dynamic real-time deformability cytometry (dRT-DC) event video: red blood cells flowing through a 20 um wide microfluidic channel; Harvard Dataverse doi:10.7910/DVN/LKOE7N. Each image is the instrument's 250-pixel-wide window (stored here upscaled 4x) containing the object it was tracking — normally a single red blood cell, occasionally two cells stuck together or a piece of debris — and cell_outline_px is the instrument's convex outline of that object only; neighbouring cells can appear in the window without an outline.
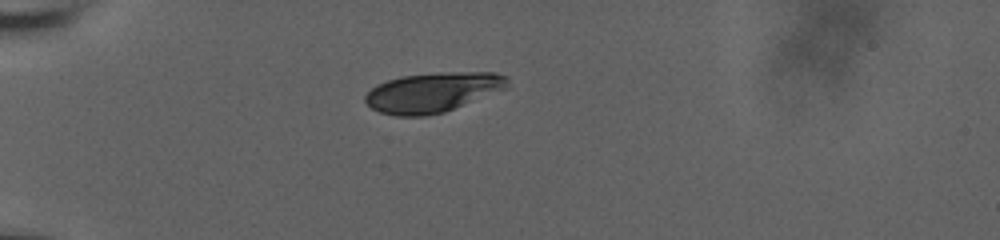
{"species": "human", "species_latin": "Homo sapiens", "temperature_condition": "room temperature", "stored_images_in_passage": 41, "camera_frame_rate_fps": 3000, "um_per_image_px": 0.085, "donor": {"sex": "male"}, "frame": {"image": 1, "passage_image": 1, "time_ms": 0.0, "image_size_px": [1000, 240], "cell_outline_px": [[508, 88], [444, 112], [424, 116], [396, 116], [380, 112], [372, 108], [364, 100], [364, 96], [376, 84], [400, 76], [440, 72], [496, 72], [508, 76]], "centroid_in_image_um": [36.8, 7.83], "position_along_channel_um": 48.2, "area_um2": 33.12}}
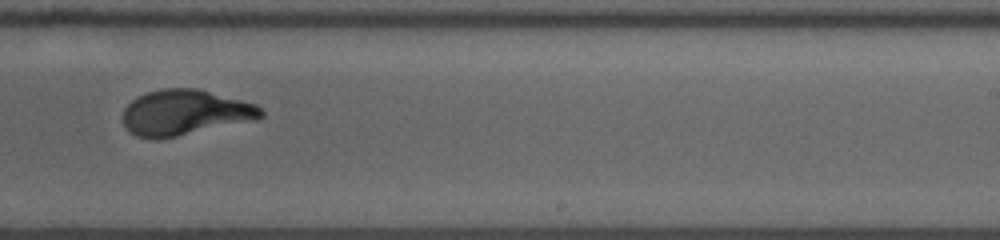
{"frame": {"image": 2, "passage_image": 22, "time_ms": 7.0, "image_size_px": [1000, 240], "cell_outline_px": [[264, 116], [256, 120], [160, 140], [156, 140], [136, 136], [128, 132], [124, 124], [124, 108], [136, 96], [160, 88], [196, 88], [256, 104], [264, 112]], "centroid_in_image_um": [15.7, 9.58], "position_along_channel_um": 273.3, "area_um2": 36.88}}
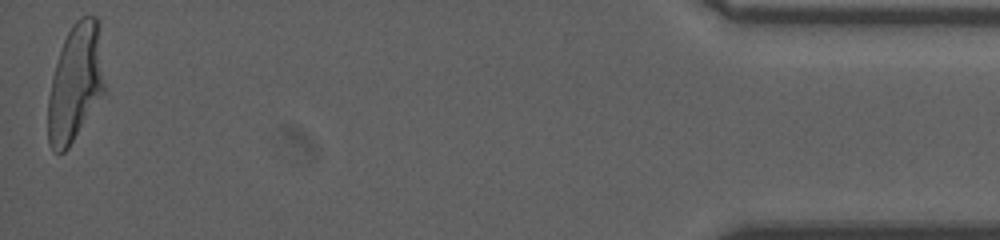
{"frame": {"image": 3, "passage_image": 41, "time_ms": 13.333, "image_size_px": [1000, 240], "cell_outline_px": [[104, 92], [68, 148], [64, 152], [52, 152], [48, 140], [48, 96], [52, 76], [64, 40], [72, 24], [80, 16], [96, 16], [100, 20], [104, 84]], "centroid_in_image_um": [6.41, 7.01], "position_along_channel_um": 428.8, "area_um2": 38.55}, "authors_computed_cell_mechanics": {"area_um2": 36.0672, "velocity_mm_per_s": 3.7127, "shape_relaxation_time_tau1_ms": 7.0806, "shape_relaxation_time_tau2_ms": null, "deformation_change_tau1": 0.2291, "deformation_change_tau2": null}}